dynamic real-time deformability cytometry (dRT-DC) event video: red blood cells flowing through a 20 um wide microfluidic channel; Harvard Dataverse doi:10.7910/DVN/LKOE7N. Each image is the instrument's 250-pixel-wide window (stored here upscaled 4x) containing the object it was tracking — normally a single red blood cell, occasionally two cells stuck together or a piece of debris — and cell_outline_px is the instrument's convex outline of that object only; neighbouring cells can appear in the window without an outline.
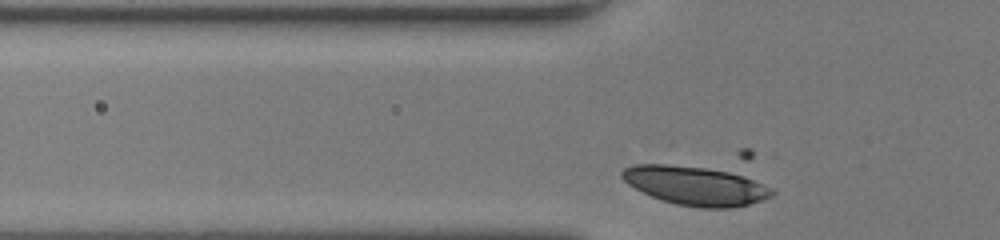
{"species": "human", "species_latin": "Homo sapiens", "temperature_condition": "room temperature", "stored_images_in_passage": 28, "camera_frame_rate_fps": 3000, "um_per_image_px": 0.085, "donor": {"sex": "female"}, "frame": {"image": 1, "passage_image": 2, "time_ms": 0.333, "image_size_px": [1000, 240], "cell_outline_px": [[776, 192], [772, 196], [748, 204], [732, 208], [700, 208], [676, 204], [660, 200], [628, 184], [620, 176], [620, 172], [624, 168], [632, 164], [668, 164], [704, 168], [728, 172], [752, 180], [772, 188]], "centroid_in_image_um": [59.07, 15.79], "position_along_channel_um": 66.7, "area_um2": 33.64}}
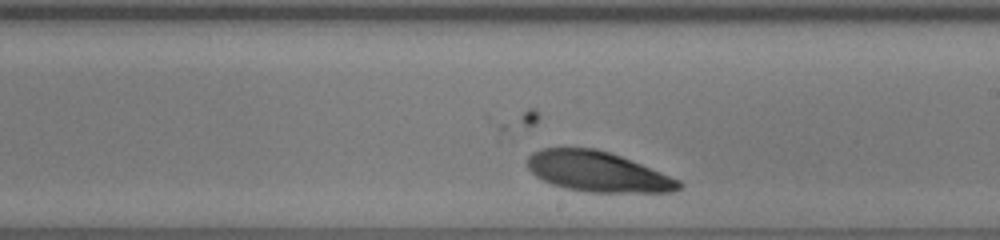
{"frame": {"image": 2, "passage_image": 17, "time_ms": 5.333, "image_size_px": [1000, 240], "cell_outline_px": [[684, 188], [672, 192], [584, 192], [564, 188], [552, 184], [536, 176], [528, 168], [528, 156], [532, 152], [540, 148], [596, 148], [620, 156], [680, 180], [684, 184]], "centroid_in_image_um": [50.8, 14.6], "position_along_channel_um": 238.2, "area_um2": 35.43}}
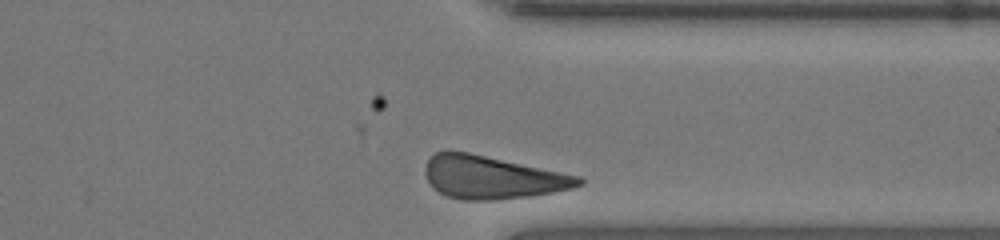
{"frame": {"image": 3, "passage_image": 28, "time_ms": 9.0, "image_size_px": [1000, 240], "cell_outline_px": [[584, 184], [572, 188], [552, 192], [528, 196], [492, 200], [464, 200], [448, 196], [432, 188], [424, 172], [424, 168], [428, 160], [436, 152], [448, 148], [468, 152], [580, 176], [584, 180]], "centroid_in_image_um": [41.79, 15.05], "position_along_channel_um": 369.6, "area_um2": 38.38}}